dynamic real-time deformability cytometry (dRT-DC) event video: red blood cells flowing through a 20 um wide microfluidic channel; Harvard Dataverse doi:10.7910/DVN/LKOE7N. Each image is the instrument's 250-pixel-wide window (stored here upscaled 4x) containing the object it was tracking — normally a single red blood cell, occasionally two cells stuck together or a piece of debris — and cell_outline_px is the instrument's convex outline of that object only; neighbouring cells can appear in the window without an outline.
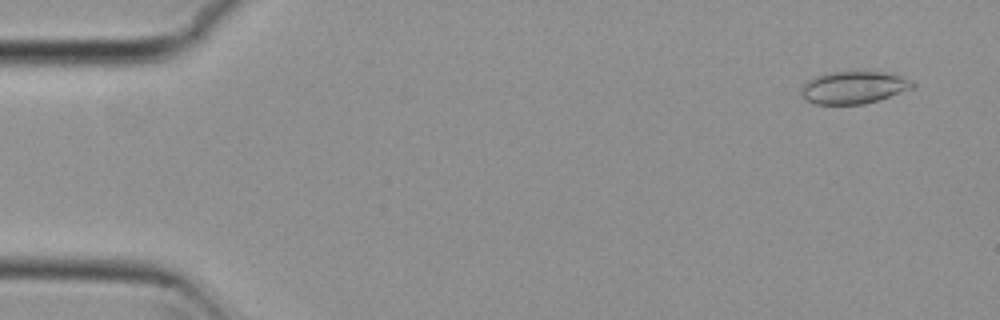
{"species": "common noctule bat (a hibernating species)", "species_latin": "Nyctalus noctula", "temperature_condition": "cold", "stored_images_in_passage": 4, "camera_frame_rate_fps": 3000, "um_per_image_px": 0.085, "animal": {"sex": "female", "body_mass_g": 29.2, "forearm_length_mm": 56.3}, "frame": {"image": 1, "passage_image": 1, "time_ms": 0.0, "image_size_px": [1000, 320], "cell_outline_px": [[916, 88], [880, 100], [864, 104], [816, 104], [808, 100], [800, 92], [800, 88], [808, 80], [816, 76], [828, 72], [892, 72], [912, 80], [916, 84]], "centroid_in_image_um": [72.65, 7.43], "position_along_channel_um": 12.3, "area_um2": 21.33}}